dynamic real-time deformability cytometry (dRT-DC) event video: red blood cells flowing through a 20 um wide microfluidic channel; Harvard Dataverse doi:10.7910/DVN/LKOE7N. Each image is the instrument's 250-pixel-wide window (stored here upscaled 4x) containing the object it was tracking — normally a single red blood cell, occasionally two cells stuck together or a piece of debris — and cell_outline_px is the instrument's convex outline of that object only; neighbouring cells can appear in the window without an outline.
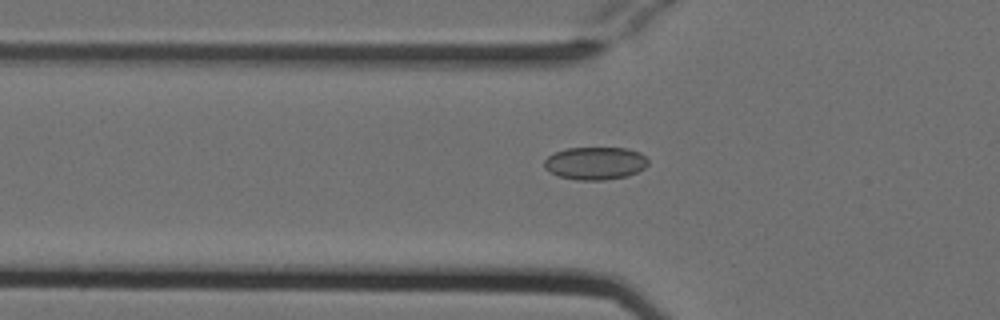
{"species": "Egyptian fruit bat (a non-hibernating species)", "species_latin": "Rousettus aegyptiacus", "temperature_condition": "cold", "stored_images_in_passage": 21, "camera_frame_rate_fps": 3000, "um_per_image_px": 0.085, "animal": {"sex": "female"}, "frame": {"image": 1, "passage_image": 4, "time_ms": 1.0, "image_size_px": [1000, 320], "cell_outline_px": [[648, 164], [644, 168], [628, 176], [604, 180], [576, 180], [560, 176], [548, 172], [544, 168], [544, 160], [548, 156], [556, 152], [568, 148], [628, 148], [640, 152], [648, 160]], "centroid_in_image_um": [50.59, 13.88], "position_along_channel_um": 75.2, "area_um2": 19.88}}
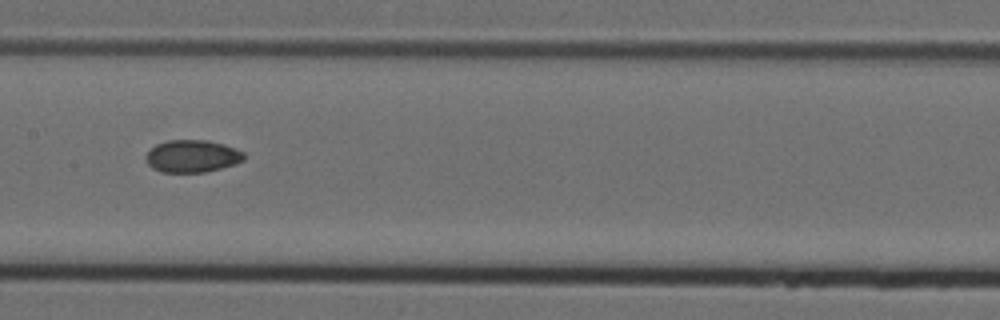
{"frame": {"image": 2, "passage_image": 13, "time_ms": 4.0, "image_size_px": [1000, 320], "cell_outline_px": [[244, 160], [236, 164], [204, 172], [160, 172], [152, 168], [148, 164], [144, 156], [156, 144], [168, 140], [208, 140], [224, 144], [244, 152]], "centroid_in_image_um": [16.33, 13.27], "position_along_channel_um": 191.1, "area_um2": 18.55}}
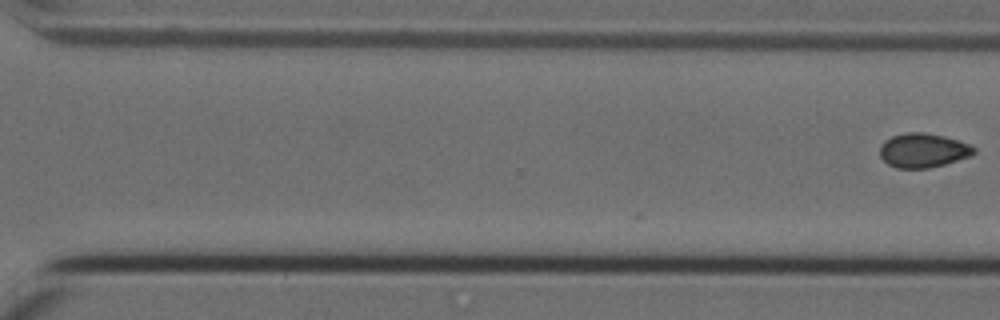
{"frame": {"image": 3, "passage_image": 21, "time_ms": 6.667, "image_size_px": [1000, 320], "cell_outline_px": [[976, 152], [972, 156], [944, 164], [928, 168], [896, 168], [888, 164], [880, 156], [880, 144], [884, 140], [892, 136], [904, 132], [924, 132], [944, 136], [968, 144], [976, 148]], "centroid_in_image_um": [78.45, 12.78], "position_along_channel_um": 292.2, "area_um2": 18.84}}